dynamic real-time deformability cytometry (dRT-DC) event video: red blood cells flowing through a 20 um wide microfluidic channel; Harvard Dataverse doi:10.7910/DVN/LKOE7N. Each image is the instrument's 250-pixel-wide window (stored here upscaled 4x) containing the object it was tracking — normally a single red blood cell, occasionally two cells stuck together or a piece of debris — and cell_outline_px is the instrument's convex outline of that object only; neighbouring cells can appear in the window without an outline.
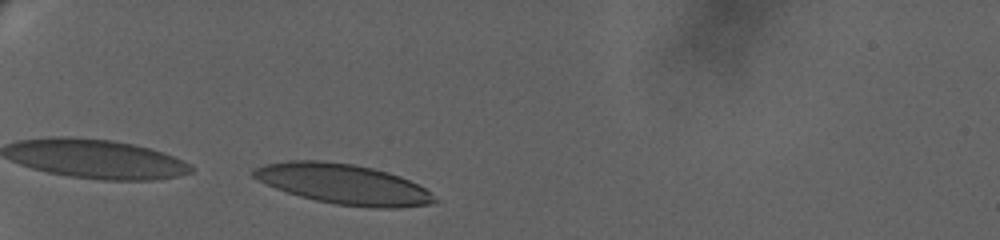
{"species": "human", "species_latin": "Homo sapiens", "temperature_condition": "warm", "stored_images_in_passage": 13, "camera_frame_rate_fps": 3000, "um_per_image_px": 0.085, "donor": {"sex": "female"}, "frame": {"image": 1, "passage_image": 1, "time_ms": 0.0, "image_size_px": [1000, 240], "cell_outline_px": [[440, 200], [436, 204], [396, 208], [372, 208], [336, 204], [316, 200], [300, 196], [276, 188], [252, 176], [252, 172], [256, 168], [268, 164], [288, 160], [320, 160], [352, 164], [372, 168], [388, 172], [400, 176], [424, 188]], "centroid_in_image_um": [29.26, 15.66], "position_along_channel_um": 55.7, "area_um2": 42.08}}
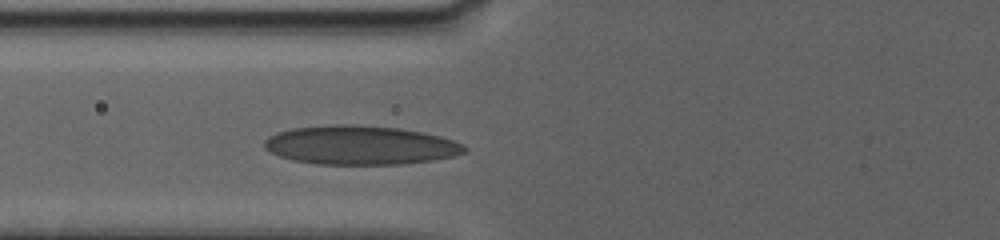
{"frame": {"image": 2, "passage_image": 11, "time_ms": 2.333, "image_size_px": [1000, 240], "cell_outline_px": [[468, 152], [452, 156], [432, 160], [400, 164], [316, 164], [292, 160], [280, 156], [264, 148], [264, 140], [268, 136], [276, 132], [292, 128], [328, 124], [356, 124], [396, 128], [424, 132], [440, 136], [464, 144], [468, 148]], "centroid_in_image_um": [30.61, 12.33], "position_along_channel_um": 95.2, "area_um2": 45.66}}